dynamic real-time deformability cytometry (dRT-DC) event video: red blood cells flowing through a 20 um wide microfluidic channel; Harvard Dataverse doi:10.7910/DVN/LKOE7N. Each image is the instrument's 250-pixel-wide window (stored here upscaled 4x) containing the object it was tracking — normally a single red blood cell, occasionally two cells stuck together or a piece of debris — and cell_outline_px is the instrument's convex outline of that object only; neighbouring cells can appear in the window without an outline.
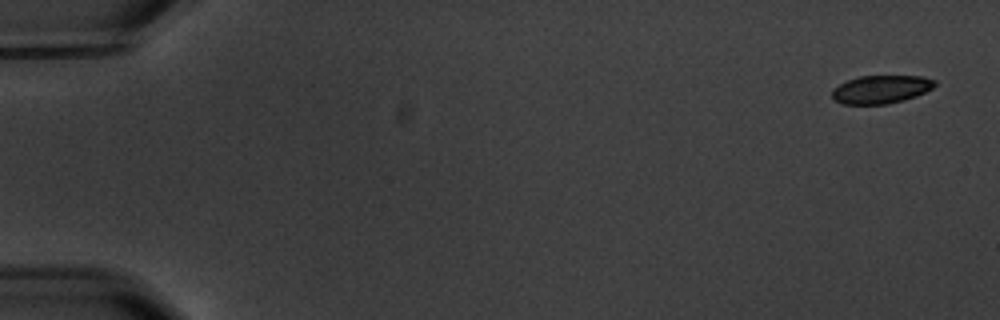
{"species": "common noctule bat (a hibernating species)", "species_latin": "Nyctalus noctula", "temperature_condition": "warm", "stored_images_in_passage": 5, "camera_frame_rate_fps": 3000, "um_per_image_px": 0.085, "animal": {"sex": "male", "body_mass_g": 20.1, "forearm_length_mm": 53.5}, "frame": {"image": 1, "passage_image": 1, "time_ms": 0.0, "image_size_px": [1000, 320], "cell_outline_px": [[936, 84], [932, 88], [916, 96], [904, 100], [888, 104], [840, 104], [832, 100], [832, 88], [848, 80], [860, 76], [924, 76], [936, 80]], "centroid_in_image_um": [74.86, 7.6], "position_along_channel_um": 10.1, "area_um2": 16.99}}
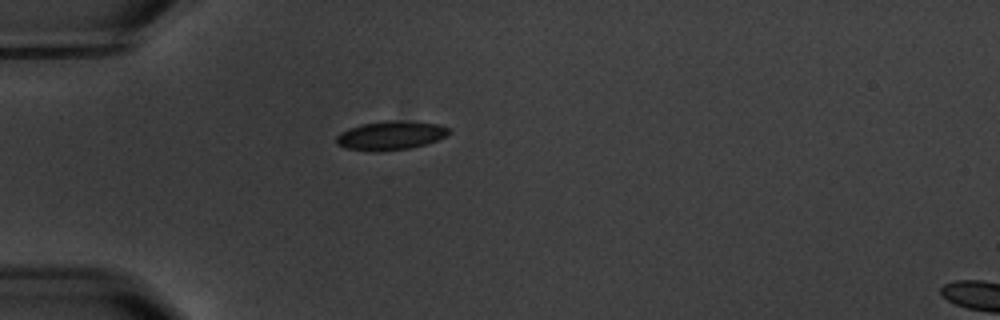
{"frame": {"image": 2, "passage_image": 4, "time_ms": 5.0, "image_size_px": [1000, 320], "cell_outline_px": [[452, 132], [448, 136], [424, 144], [408, 148], [380, 152], [376, 152], [348, 148], [336, 144], [336, 136], [340, 132], [348, 128], [364, 124], [384, 120], [392, 120], [436, 124], [448, 128]], "centroid_in_image_um": [33.18, 11.52], "position_along_channel_um": 51.8, "area_um2": 18.79}}